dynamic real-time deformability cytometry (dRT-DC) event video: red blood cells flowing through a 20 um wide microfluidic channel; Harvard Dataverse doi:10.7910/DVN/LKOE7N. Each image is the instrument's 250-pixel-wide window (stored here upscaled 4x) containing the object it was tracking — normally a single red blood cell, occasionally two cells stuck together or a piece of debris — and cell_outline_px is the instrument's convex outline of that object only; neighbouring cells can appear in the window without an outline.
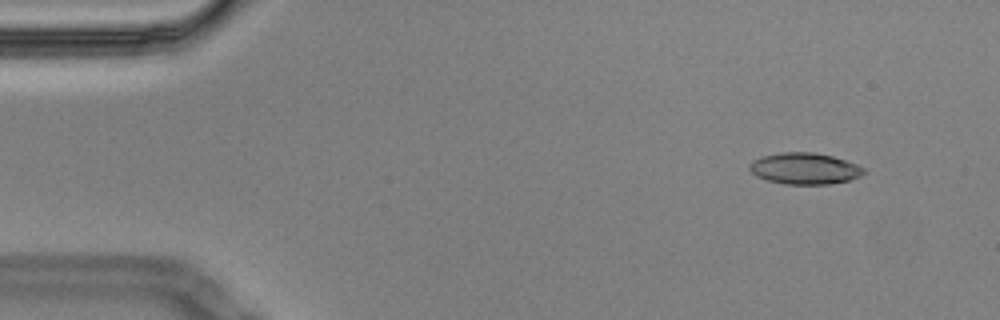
{"species": "Egyptian fruit bat (a non-hibernating species)", "species_latin": "Rousettus aegyptiacus", "temperature_condition": "cold", "stored_images_in_passage": 57, "camera_frame_rate_fps": 3000, "um_per_image_px": 0.085, "animal": {"sex": "male"}, "frame": {"image": 1, "passage_image": 5, "time_ms": 1.333, "image_size_px": [1000, 320], "cell_outline_px": [[868, 172], [860, 176], [848, 180], [828, 184], [784, 184], [768, 180], [756, 176], [748, 168], [748, 164], [752, 160], [760, 156], [780, 152], [812, 152], [832, 156], [856, 164], [864, 168]], "centroid_in_image_um": [68.36, 14.32], "position_along_channel_um": 16.6, "area_um2": 20.98}}
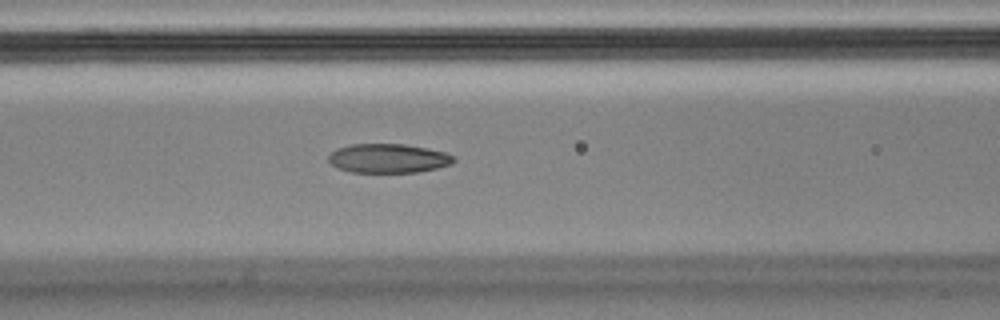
{"frame": {"image": 2, "passage_image": 23, "time_ms": 7.333, "image_size_px": [1000, 320], "cell_outline_px": [[456, 160], [452, 164], [420, 172], [352, 172], [336, 168], [328, 160], [328, 156], [336, 148], [352, 144], [404, 144], [428, 148], [444, 152], [456, 156]], "centroid_in_image_um": [33.02, 13.46], "position_along_channel_um": 133.6, "area_um2": 21.39}}
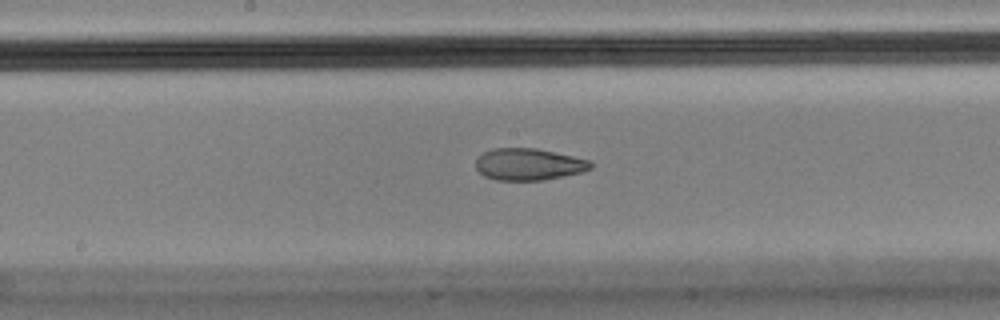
{"frame": {"image": 3, "passage_image": 29, "time_ms": 9.333, "image_size_px": [1000, 320], "cell_outline_px": [[592, 168], [580, 172], [544, 180], [496, 180], [484, 176], [476, 168], [476, 160], [484, 152], [492, 148], [536, 148], [572, 156], [588, 160], [592, 164]], "centroid_in_image_um": [44.91, 13.96], "position_along_channel_um": 203.3, "area_um2": 21.1}, "authors_computed_cell_mechanics": {"area_um2": 21.9062, "velocity_mm_per_s": 3.4875, "shape_relaxation_time_tau1_ms": null, "shape_relaxation_time_tau2_ms": 2.828, "deformation_change_tau1": null, "deformation_change_tau2": 0.0965}}